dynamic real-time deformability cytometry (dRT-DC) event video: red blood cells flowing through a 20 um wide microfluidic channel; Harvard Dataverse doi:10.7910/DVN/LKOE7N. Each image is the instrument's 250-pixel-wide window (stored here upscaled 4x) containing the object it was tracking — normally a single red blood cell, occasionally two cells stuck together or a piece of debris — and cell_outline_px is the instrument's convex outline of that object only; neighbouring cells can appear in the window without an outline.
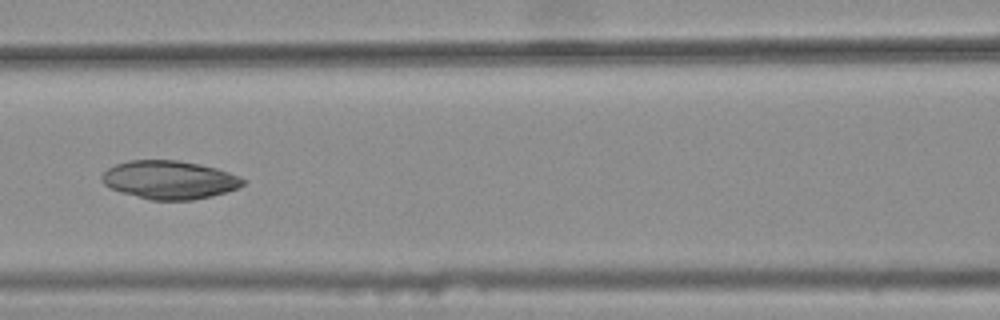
{"species": "common noctule bat (a hibernating species)", "species_latin": "Nyctalus noctula", "temperature_condition": "warm", "stored_images_in_passage": 6, "camera_frame_rate_fps": 3000, "um_per_image_px": 0.085, "animal": {"sex": "female", "body_mass_g": 25.1}, "frame": {"image": 1, "passage_image": 6, "time_ms": 1.667, "image_size_px": [1000, 320], "cell_outline_px": [[244, 184], [240, 188], [212, 196], [192, 200], [148, 200], [120, 192], [104, 184], [100, 180], [100, 176], [108, 168], [116, 164], [128, 160], [176, 160], [200, 164], [216, 168], [240, 176], [244, 180]], "centroid_in_image_um": [14.39, 15.29], "position_along_channel_um": 152.2, "area_um2": 31.73}}